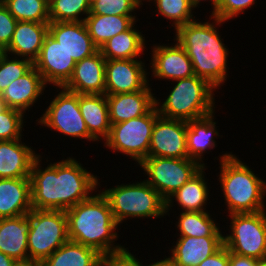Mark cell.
I'll return each instance as SVG.
<instances>
[{
    "label": "cell",
    "instance_id": "obj_1",
    "mask_svg": "<svg viewBox=\"0 0 266 266\" xmlns=\"http://www.w3.org/2000/svg\"><path fill=\"white\" fill-rule=\"evenodd\" d=\"M41 155L43 152L34 160L30 172L33 209L66 211L89 199L102 186L100 176L92 173L93 170L90 172L72 155L56 162Z\"/></svg>",
    "mask_w": 266,
    "mask_h": 266
},
{
    "label": "cell",
    "instance_id": "obj_2",
    "mask_svg": "<svg viewBox=\"0 0 266 266\" xmlns=\"http://www.w3.org/2000/svg\"><path fill=\"white\" fill-rule=\"evenodd\" d=\"M225 23L212 15L204 22L198 18L178 27L172 39L185 49L195 75L205 79L216 90L222 89L230 77L228 58L231 52L218 30Z\"/></svg>",
    "mask_w": 266,
    "mask_h": 266
},
{
    "label": "cell",
    "instance_id": "obj_3",
    "mask_svg": "<svg viewBox=\"0 0 266 266\" xmlns=\"http://www.w3.org/2000/svg\"><path fill=\"white\" fill-rule=\"evenodd\" d=\"M65 212L70 241L95 249L105 259L129 249L125 244L116 243L120 236V226L113 216L108 199L100 189L89 199Z\"/></svg>",
    "mask_w": 266,
    "mask_h": 266
},
{
    "label": "cell",
    "instance_id": "obj_4",
    "mask_svg": "<svg viewBox=\"0 0 266 266\" xmlns=\"http://www.w3.org/2000/svg\"><path fill=\"white\" fill-rule=\"evenodd\" d=\"M220 153L214 160H219V173L216 177L219 181L220 193L224 200V209L230 214L255 213L266 210V180L255 170L248 166L244 160H240L232 152ZM255 172V173H254Z\"/></svg>",
    "mask_w": 266,
    "mask_h": 266
},
{
    "label": "cell",
    "instance_id": "obj_5",
    "mask_svg": "<svg viewBox=\"0 0 266 266\" xmlns=\"http://www.w3.org/2000/svg\"><path fill=\"white\" fill-rule=\"evenodd\" d=\"M171 84L173 86H169L164 101L155 96V106L160 116L190 121L216 111V89L205 79L193 75L171 81Z\"/></svg>",
    "mask_w": 266,
    "mask_h": 266
},
{
    "label": "cell",
    "instance_id": "obj_6",
    "mask_svg": "<svg viewBox=\"0 0 266 266\" xmlns=\"http://www.w3.org/2000/svg\"><path fill=\"white\" fill-rule=\"evenodd\" d=\"M100 191L108 199L113 216L120 227L129 219H165L166 201L144 179L116 184Z\"/></svg>",
    "mask_w": 266,
    "mask_h": 266
},
{
    "label": "cell",
    "instance_id": "obj_7",
    "mask_svg": "<svg viewBox=\"0 0 266 266\" xmlns=\"http://www.w3.org/2000/svg\"><path fill=\"white\" fill-rule=\"evenodd\" d=\"M69 241L68 220L63 210L32 209L28 233V255L42 262Z\"/></svg>",
    "mask_w": 266,
    "mask_h": 266
},
{
    "label": "cell",
    "instance_id": "obj_8",
    "mask_svg": "<svg viewBox=\"0 0 266 266\" xmlns=\"http://www.w3.org/2000/svg\"><path fill=\"white\" fill-rule=\"evenodd\" d=\"M159 113L154 106L147 114L111 124L108 138L103 146L111 149L113 154L129 156L138 166L146 157L150 148V140L155 121Z\"/></svg>",
    "mask_w": 266,
    "mask_h": 266
},
{
    "label": "cell",
    "instance_id": "obj_9",
    "mask_svg": "<svg viewBox=\"0 0 266 266\" xmlns=\"http://www.w3.org/2000/svg\"><path fill=\"white\" fill-rule=\"evenodd\" d=\"M230 219L224 230V245L229 252L258 260L266 259V210L226 215Z\"/></svg>",
    "mask_w": 266,
    "mask_h": 266
},
{
    "label": "cell",
    "instance_id": "obj_10",
    "mask_svg": "<svg viewBox=\"0 0 266 266\" xmlns=\"http://www.w3.org/2000/svg\"><path fill=\"white\" fill-rule=\"evenodd\" d=\"M55 95L50 98L49 105L39 118L36 124L44 128H50L60 134L76 140L97 142L87 129L84 118L79 108V94L65 90L63 87H55ZM60 91V92H59ZM58 92V93H56Z\"/></svg>",
    "mask_w": 266,
    "mask_h": 266
},
{
    "label": "cell",
    "instance_id": "obj_11",
    "mask_svg": "<svg viewBox=\"0 0 266 266\" xmlns=\"http://www.w3.org/2000/svg\"><path fill=\"white\" fill-rule=\"evenodd\" d=\"M144 180L167 201L203 167L190 158L146 157L139 165Z\"/></svg>",
    "mask_w": 266,
    "mask_h": 266
},
{
    "label": "cell",
    "instance_id": "obj_12",
    "mask_svg": "<svg viewBox=\"0 0 266 266\" xmlns=\"http://www.w3.org/2000/svg\"><path fill=\"white\" fill-rule=\"evenodd\" d=\"M143 59H106L105 94L115 95L143 90L151 80ZM149 71V72H148Z\"/></svg>",
    "mask_w": 266,
    "mask_h": 266
},
{
    "label": "cell",
    "instance_id": "obj_13",
    "mask_svg": "<svg viewBox=\"0 0 266 266\" xmlns=\"http://www.w3.org/2000/svg\"><path fill=\"white\" fill-rule=\"evenodd\" d=\"M175 43H153L150 47L151 59H149L148 70H151V78L156 81H174L188 78L193 75L194 69L185 49L176 41ZM174 44V45H173ZM150 66V67H149Z\"/></svg>",
    "mask_w": 266,
    "mask_h": 266
},
{
    "label": "cell",
    "instance_id": "obj_14",
    "mask_svg": "<svg viewBox=\"0 0 266 266\" xmlns=\"http://www.w3.org/2000/svg\"><path fill=\"white\" fill-rule=\"evenodd\" d=\"M187 121L158 116L151 135L148 156L188 158Z\"/></svg>",
    "mask_w": 266,
    "mask_h": 266
},
{
    "label": "cell",
    "instance_id": "obj_15",
    "mask_svg": "<svg viewBox=\"0 0 266 266\" xmlns=\"http://www.w3.org/2000/svg\"><path fill=\"white\" fill-rule=\"evenodd\" d=\"M76 61L48 33L33 66L48 86L63 87L71 78Z\"/></svg>",
    "mask_w": 266,
    "mask_h": 266
},
{
    "label": "cell",
    "instance_id": "obj_16",
    "mask_svg": "<svg viewBox=\"0 0 266 266\" xmlns=\"http://www.w3.org/2000/svg\"><path fill=\"white\" fill-rule=\"evenodd\" d=\"M46 88H48V85L33 66L22 77L8 85L1 92V97L5 107L17 109L27 115L32 107H35L36 103H40V99L45 94L44 92L48 91Z\"/></svg>",
    "mask_w": 266,
    "mask_h": 266
},
{
    "label": "cell",
    "instance_id": "obj_17",
    "mask_svg": "<svg viewBox=\"0 0 266 266\" xmlns=\"http://www.w3.org/2000/svg\"><path fill=\"white\" fill-rule=\"evenodd\" d=\"M171 244L169 255L165 257L174 266H198L217 252L224 245V240L223 236H177L176 242Z\"/></svg>",
    "mask_w": 266,
    "mask_h": 266
},
{
    "label": "cell",
    "instance_id": "obj_18",
    "mask_svg": "<svg viewBox=\"0 0 266 266\" xmlns=\"http://www.w3.org/2000/svg\"><path fill=\"white\" fill-rule=\"evenodd\" d=\"M105 61L99 50L77 61L63 88L76 94H105Z\"/></svg>",
    "mask_w": 266,
    "mask_h": 266
},
{
    "label": "cell",
    "instance_id": "obj_19",
    "mask_svg": "<svg viewBox=\"0 0 266 266\" xmlns=\"http://www.w3.org/2000/svg\"><path fill=\"white\" fill-rule=\"evenodd\" d=\"M48 33L76 62L99 50L84 22H49Z\"/></svg>",
    "mask_w": 266,
    "mask_h": 266
},
{
    "label": "cell",
    "instance_id": "obj_20",
    "mask_svg": "<svg viewBox=\"0 0 266 266\" xmlns=\"http://www.w3.org/2000/svg\"><path fill=\"white\" fill-rule=\"evenodd\" d=\"M22 140L0 141V178H30L32 164L41 153Z\"/></svg>",
    "mask_w": 266,
    "mask_h": 266
},
{
    "label": "cell",
    "instance_id": "obj_21",
    "mask_svg": "<svg viewBox=\"0 0 266 266\" xmlns=\"http://www.w3.org/2000/svg\"><path fill=\"white\" fill-rule=\"evenodd\" d=\"M152 84L132 93L106 95L111 124H117L147 114L155 106Z\"/></svg>",
    "mask_w": 266,
    "mask_h": 266
},
{
    "label": "cell",
    "instance_id": "obj_22",
    "mask_svg": "<svg viewBox=\"0 0 266 266\" xmlns=\"http://www.w3.org/2000/svg\"><path fill=\"white\" fill-rule=\"evenodd\" d=\"M215 112L205 117L187 121L186 130V142H187V153L188 158L198 162L202 167L206 166L203 160L205 153H212L211 149L217 147L216 139L222 138L219 135L218 121L216 120ZM217 124V125H216ZM216 138V139H215Z\"/></svg>",
    "mask_w": 266,
    "mask_h": 266
},
{
    "label": "cell",
    "instance_id": "obj_23",
    "mask_svg": "<svg viewBox=\"0 0 266 266\" xmlns=\"http://www.w3.org/2000/svg\"><path fill=\"white\" fill-rule=\"evenodd\" d=\"M207 168L203 167L166 201V215L168 217H170V212L175 205L178 206V210L185 212L210 211L206 210L208 208L206 205L211 203L209 198H211L210 189L212 188L208 183L209 179L205 177Z\"/></svg>",
    "mask_w": 266,
    "mask_h": 266
},
{
    "label": "cell",
    "instance_id": "obj_24",
    "mask_svg": "<svg viewBox=\"0 0 266 266\" xmlns=\"http://www.w3.org/2000/svg\"><path fill=\"white\" fill-rule=\"evenodd\" d=\"M48 26L49 23L18 21L11 42L4 52L34 63L48 35Z\"/></svg>",
    "mask_w": 266,
    "mask_h": 266
},
{
    "label": "cell",
    "instance_id": "obj_25",
    "mask_svg": "<svg viewBox=\"0 0 266 266\" xmlns=\"http://www.w3.org/2000/svg\"><path fill=\"white\" fill-rule=\"evenodd\" d=\"M30 212L25 215L0 219V251L12 259L26 260Z\"/></svg>",
    "mask_w": 266,
    "mask_h": 266
},
{
    "label": "cell",
    "instance_id": "obj_26",
    "mask_svg": "<svg viewBox=\"0 0 266 266\" xmlns=\"http://www.w3.org/2000/svg\"><path fill=\"white\" fill-rule=\"evenodd\" d=\"M32 209L30 178H0V219L25 215Z\"/></svg>",
    "mask_w": 266,
    "mask_h": 266
},
{
    "label": "cell",
    "instance_id": "obj_27",
    "mask_svg": "<svg viewBox=\"0 0 266 266\" xmlns=\"http://www.w3.org/2000/svg\"><path fill=\"white\" fill-rule=\"evenodd\" d=\"M79 108L89 134L104 142L111 128L106 94H79Z\"/></svg>",
    "mask_w": 266,
    "mask_h": 266
},
{
    "label": "cell",
    "instance_id": "obj_28",
    "mask_svg": "<svg viewBox=\"0 0 266 266\" xmlns=\"http://www.w3.org/2000/svg\"><path fill=\"white\" fill-rule=\"evenodd\" d=\"M135 24L137 22L125 32L110 38L99 48L105 59H140L141 55H145L148 42L142 33L143 30H138Z\"/></svg>",
    "mask_w": 266,
    "mask_h": 266
},
{
    "label": "cell",
    "instance_id": "obj_29",
    "mask_svg": "<svg viewBox=\"0 0 266 266\" xmlns=\"http://www.w3.org/2000/svg\"><path fill=\"white\" fill-rule=\"evenodd\" d=\"M41 266H105V258L95 249L69 240L44 259Z\"/></svg>",
    "mask_w": 266,
    "mask_h": 266
},
{
    "label": "cell",
    "instance_id": "obj_30",
    "mask_svg": "<svg viewBox=\"0 0 266 266\" xmlns=\"http://www.w3.org/2000/svg\"><path fill=\"white\" fill-rule=\"evenodd\" d=\"M137 16L89 14L84 23L94 44L100 48L113 36L125 32L135 22Z\"/></svg>",
    "mask_w": 266,
    "mask_h": 266
},
{
    "label": "cell",
    "instance_id": "obj_31",
    "mask_svg": "<svg viewBox=\"0 0 266 266\" xmlns=\"http://www.w3.org/2000/svg\"><path fill=\"white\" fill-rule=\"evenodd\" d=\"M210 212L211 211L185 212L179 210L177 213L180 214L174 217L178 220L174 223V227L177 229L175 237L223 236L224 232L222 227H220V223H217V219L214 220Z\"/></svg>",
    "mask_w": 266,
    "mask_h": 266
},
{
    "label": "cell",
    "instance_id": "obj_32",
    "mask_svg": "<svg viewBox=\"0 0 266 266\" xmlns=\"http://www.w3.org/2000/svg\"><path fill=\"white\" fill-rule=\"evenodd\" d=\"M156 8L151 10L155 15H160L164 19L170 21L171 28L175 31L178 27L185 25L197 19V14L189 0H152ZM172 22V23H171ZM174 27V28H173Z\"/></svg>",
    "mask_w": 266,
    "mask_h": 266
},
{
    "label": "cell",
    "instance_id": "obj_33",
    "mask_svg": "<svg viewBox=\"0 0 266 266\" xmlns=\"http://www.w3.org/2000/svg\"><path fill=\"white\" fill-rule=\"evenodd\" d=\"M17 21L49 23V3L46 0H1Z\"/></svg>",
    "mask_w": 266,
    "mask_h": 266
},
{
    "label": "cell",
    "instance_id": "obj_34",
    "mask_svg": "<svg viewBox=\"0 0 266 266\" xmlns=\"http://www.w3.org/2000/svg\"><path fill=\"white\" fill-rule=\"evenodd\" d=\"M90 11L89 0H52L49 3L50 22H84Z\"/></svg>",
    "mask_w": 266,
    "mask_h": 266
},
{
    "label": "cell",
    "instance_id": "obj_35",
    "mask_svg": "<svg viewBox=\"0 0 266 266\" xmlns=\"http://www.w3.org/2000/svg\"><path fill=\"white\" fill-rule=\"evenodd\" d=\"M33 67V63L24 58L3 53L0 57V94L14 80L22 77Z\"/></svg>",
    "mask_w": 266,
    "mask_h": 266
},
{
    "label": "cell",
    "instance_id": "obj_36",
    "mask_svg": "<svg viewBox=\"0 0 266 266\" xmlns=\"http://www.w3.org/2000/svg\"><path fill=\"white\" fill-rule=\"evenodd\" d=\"M26 116V117H25ZM27 115L23 112L5 107L0 111V141L24 139V123H26Z\"/></svg>",
    "mask_w": 266,
    "mask_h": 266
},
{
    "label": "cell",
    "instance_id": "obj_37",
    "mask_svg": "<svg viewBox=\"0 0 266 266\" xmlns=\"http://www.w3.org/2000/svg\"><path fill=\"white\" fill-rule=\"evenodd\" d=\"M91 11L89 14L137 16L141 6L136 0H89ZM136 11V12H135Z\"/></svg>",
    "mask_w": 266,
    "mask_h": 266
},
{
    "label": "cell",
    "instance_id": "obj_38",
    "mask_svg": "<svg viewBox=\"0 0 266 266\" xmlns=\"http://www.w3.org/2000/svg\"><path fill=\"white\" fill-rule=\"evenodd\" d=\"M257 3L256 0H220L219 5L212 15L221 21H229L240 17ZM247 9V10H246Z\"/></svg>",
    "mask_w": 266,
    "mask_h": 266
},
{
    "label": "cell",
    "instance_id": "obj_39",
    "mask_svg": "<svg viewBox=\"0 0 266 266\" xmlns=\"http://www.w3.org/2000/svg\"><path fill=\"white\" fill-rule=\"evenodd\" d=\"M17 22L0 0V47L3 50L10 44Z\"/></svg>",
    "mask_w": 266,
    "mask_h": 266
},
{
    "label": "cell",
    "instance_id": "obj_40",
    "mask_svg": "<svg viewBox=\"0 0 266 266\" xmlns=\"http://www.w3.org/2000/svg\"><path fill=\"white\" fill-rule=\"evenodd\" d=\"M136 255L137 254L131 253V250L129 251L128 249L124 253L105 259V266H149V264L143 263Z\"/></svg>",
    "mask_w": 266,
    "mask_h": 266
},
{
    "label": "cell",
    "instance_id": "obj_41",
    "mask_svg": "<svg viewBox=\"0 0 266 266\" xmlns=\"http://www.w3.org/2000/svg\"><path fill=\"white\" fill-rule=\"evenodd\" d=\"M198 266H229V250L223 245L217 252L206 258Z\"/></svg>",
    "mask_w": 266,
    "mask_h": 266
},
{
    "label": "cell",
    "instance_id": "obj_42",
    "mask_svg": "<svg viewBox=\"0 0 266 266\" xmlns=\"http://www.w3.org/2000/svg\"><path fill=\"white\" fill-rule=\"evenodd\" d=\"M258 259L229 252V266H256Z\"/></svg>",
    "mask_w": 266,
    "mask_h": 266
},
{
    "label": "cell",
    "instance_id": "obj_43",
    "mask_svg": "<svg viewBox=\"0 0 266 266\" xmlns=\"http://www.w3.org/2000/svg\"><path fill=\"white\" fill-rule=\"evenodd\" d=\"M190 4L193 6V8L196 10L199 9L200 6H202V2L204 3L205 1L211 3V9L212 11H210L211 15H213L219 5L220 0H189Z\"/></svg>",
    "mask_w": 266,
    "mask_h": 266
},
{
    "label": "cell",
    "instance_id": "obj_44",
    "mask_svg": "<svg viewBox=\"0 0 266 266\" xmlns=\"http://www.w3.org/2000/svg\"><path fill=\"white\" fill-rule=\"evenodd\" d=\"M12 266H41V262L29 258L26 260H16Z\"/></svg>",
    "mask_w": 266,
    "mask_h": 266
},
{
    "label": "cell",
    "instance_id": "obj_45",
    "mask_svg": "<svg viewBox=\"0 0 266 266\" xmlns=\"http://www.w3.org/2000/svg\"><path fill=\"white\" fill-rule=\"evenodd\" d=\"M14 259L0 251V266H12Z\"/></svg>",
    "mask_w": 266,
    "mask_h": 266
},
{
    "label": "cell",
    "instance_id": "obj_46",
    "mask_svg": "<svg viewBox=\"0 0 266 266\" xmlns=\"http://www.w3.org/2000/svg\"><path fill=\"white\" fill-rule=\"evenodd\" d=\"M163 258H160L159 261L157 258V261L150 262L149 266H174L165 256Z\"/></svg>",
    "mask_w": 266,
    "mask_h": 266
},
{
    "label": "cell",
    "instance_id": "obj_47",
    "mask_svg": "<svg viewBox=\"0 0 266 266\" xmlns=\"http://www.w3.org/2000/svg\"><path fill=\"white\" fill-rule=\"evenodd\" d=\"M137 2H138V4L142 7V5H145L144 3L146 2V4L148 3L150 6H151V4H150V2L152 1V0H136Z\"/></svg>",
    "mask_w": 266,
    "mask_h": 266
},
{
    "label": "cell",
    "instance_id": "obj_48",
    "mask_svg": "<svg viewBox=\"0 0 266 266\" xmlns=\"http://www.w3.org/2000/svg\"><path fill=\"white\" fill-rule=\"evenodd\" d=\"M256 266H266V259L258 260Z\"/></svg>",
    "mask_w": 266,
    "mask_h": 266
},
{
    "label": "cell",
    "instance_id": "obj_49",
    "mask_svg": "<svg viewBox=\"0 0 266 266\" xmlns=\"http://www.w3.org/2000/svg\"><path fill=\"white\" fill-rule=\"evenodd\" d=\"M5 108L4 102H3V98L1 97L0 94V111L3 110Z\"/></svg>",
    "mask_w": 266,
    "mask_h": 266
},
{
    "label": "cell",
    "instance_id": "obj_50",
    "mask_svg": "<svg viewBox=\"0 0 266 266\" xmlns=\"http://www.w3.org/2000/svg\"><path fill=\"white\" fill-rule=\"evenodd\" d=\"M4 53V50L0 47V57Z\"/></svg>",
    "mask_w": 266,
    "mask_h": 266
}]
</instances>
